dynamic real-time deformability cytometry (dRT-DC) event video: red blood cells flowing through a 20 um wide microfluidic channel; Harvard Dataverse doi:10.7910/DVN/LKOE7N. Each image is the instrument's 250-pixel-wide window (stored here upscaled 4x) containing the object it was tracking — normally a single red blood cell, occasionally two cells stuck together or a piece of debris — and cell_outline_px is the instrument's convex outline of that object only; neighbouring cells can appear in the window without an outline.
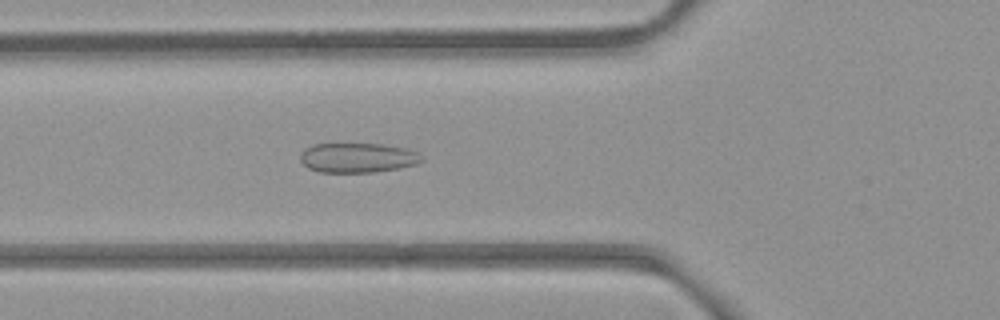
{"species": "common noctule bat (a hibernating species)", "species_latin": "Nyctalus noctula", "temperature_condition": "room temperature", "stored_images_in_passage": 51, "camera_frame_rate_fps": 3000, "um_per_image_px": 0.085, "animal": {"sex": "female", "body_mass_g": 21.9}, "frame": {"image": 1, "passage_image": 17, "time_ms": 5.333, "image_size_px": [1000, 320], "cell_outline_px": [[424, 160], [416, 164], [400, 168], [376, 172], [320, 172], [308, 168], [300, 160], [300, 156], [304, 148], [312, 144], [384, 144], [404, 148], [416, 152]], "centroid_in_image_um": [30.38, 13.41], "position_along_channel_um": 95.4, "area_um2": 20.98}}
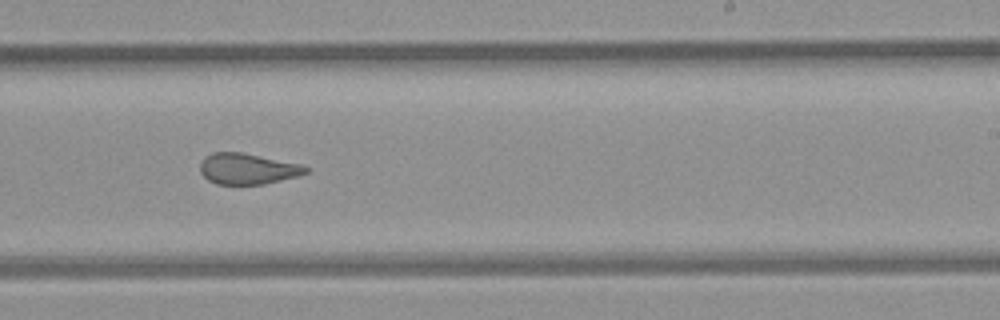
{"frame": {"image": 2, "passage_image": 30, "time_ms": 9.667, "image_size_px": [1000, 320], "cell_outline_px": [[308, 172], [296, 176], [264, 184], [216, 184], [208, 180], [200, 172], [200, 160], [204, 156], [212, 152], [240, 152], [304, 164], [308, 168]], "centroid_in_image_um": [21.02, 14.33], "position_along_channel_um": 268.0, "area_um2": 19.13}}
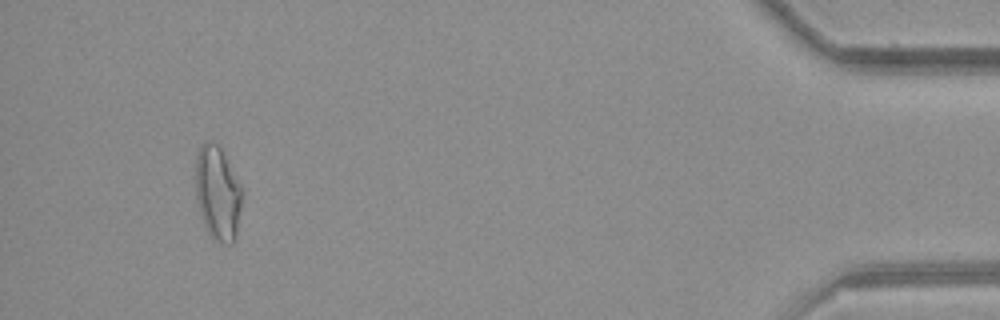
{"frame": {"image": 3, "passage_image": 47, "time_ms": 15.333, "image_size_px": [1000, 320], "cell_outline_px": [[244, 188], [236, 236], [232, 244], [220, 244], [212, 240], [204, 224], [196, 200], [196, 156], [200, 148], [208, 140], [212, 140], [220, 148]], "centroid_in_image_um": [18.53, 16.46], "position_along_channel_um": 416.7, "area_um2": 25.78}}